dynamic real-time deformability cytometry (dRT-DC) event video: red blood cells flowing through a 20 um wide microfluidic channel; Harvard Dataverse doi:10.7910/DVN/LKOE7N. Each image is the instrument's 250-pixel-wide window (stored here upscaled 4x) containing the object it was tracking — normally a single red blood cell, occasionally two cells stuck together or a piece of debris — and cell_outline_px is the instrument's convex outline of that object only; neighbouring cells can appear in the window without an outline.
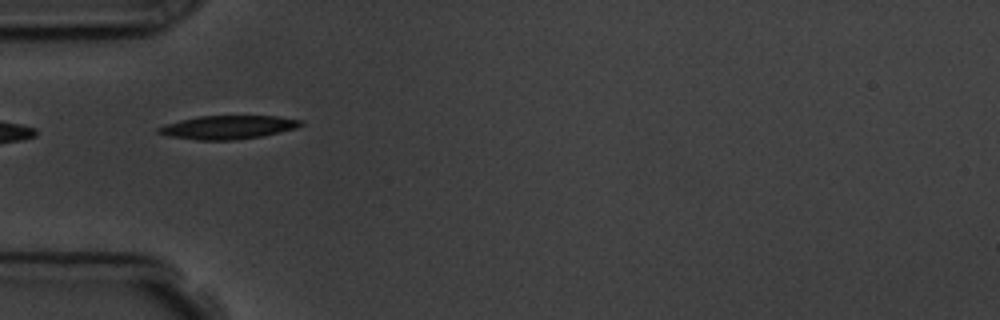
{"species": "common noctule bat (a hibernating species)", "species_latin": "Nyctalus noctula", "temperature_condition": "room temperature", "stored_images_in_passage": 12, "camera_frame_rate_fps": 3000, "um_per_image_px": 0.085, "animal": {"sex": "male", "body_mass_g": 19.5, "forearm_length_mm": 54.6}, "frame": {"image": 1, "passage_image": 4, "time_ms": 4.333, "image_size_px": [1000, 320], "cell_outline_px": [[304, 124], [296, 128], [280, 132], [260, 136], [236, 140], [196, 140], [168, 136], [156, 132], [156, 128], [164, 124], [180, 120], [200, 116], [276, 116], [304, 120]], "centroid_in_image_um": [19.36, 10.82], "position_along_channel_um": 65.6, "area_um2": 19.59}}
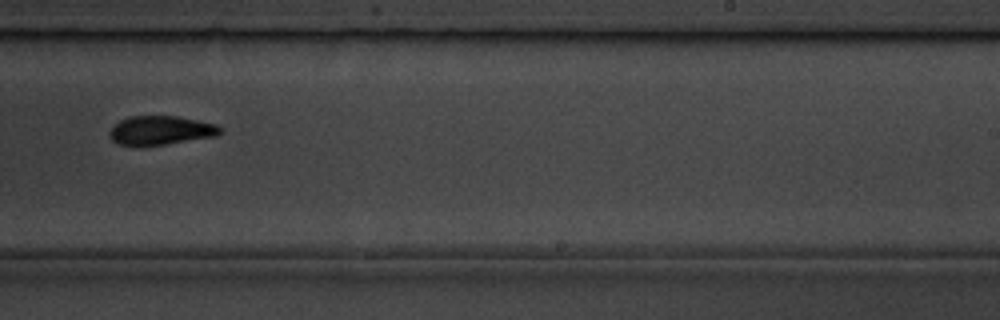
{"frame": {"image": 2, "passage_image": 9, "time_ms": 10.0, "image_size_px": [1000, 320], "cell_outline_px": [[220, 132], [216, 136], [140, 148], [136, 148], [120, 144], [112, 140], [108, 136], [108, 132], [120, 120], [128, 116], [176, 116], [216, 124], [220, 128]], "centroid_in_image_um": [13.58, 11.11], "position_along_channel_um": 275.4, "area_um2": 18.9}}
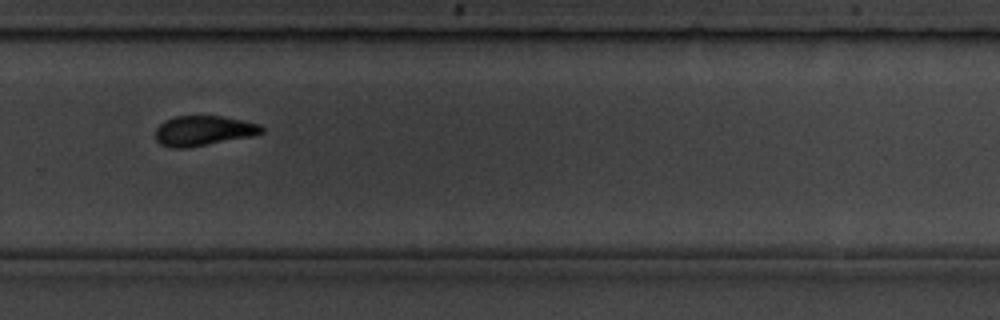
{"frame": {"image": 3, "passage_image": 10, "time_ms": 11.0, "image_size_px": [1000, 320], "cell_outline_px": [[264, 132], [256, 136], [184, 148], [172, 148], [160, 144], [156, 140], [156, 128], [164, 120], [176, 116], [220, 116], [260, 124], [264, 128]], "centroid_in_image_um": [17.31, 11.12], "position_along_channel_um": 312.5, "area_um2": 18.61}, "authors_computed_cell_mechanics": {"area_um2": 19.7387, "velocity_mm_per_s": 3.7264, "shape_relaxation_time_tau1_ms": 4.904, "shape_relaxation_time_tau2_ms": 5.0937, "deformation_change_tau1": 0.1658, "deformation_change_tau2": 0.1349}}